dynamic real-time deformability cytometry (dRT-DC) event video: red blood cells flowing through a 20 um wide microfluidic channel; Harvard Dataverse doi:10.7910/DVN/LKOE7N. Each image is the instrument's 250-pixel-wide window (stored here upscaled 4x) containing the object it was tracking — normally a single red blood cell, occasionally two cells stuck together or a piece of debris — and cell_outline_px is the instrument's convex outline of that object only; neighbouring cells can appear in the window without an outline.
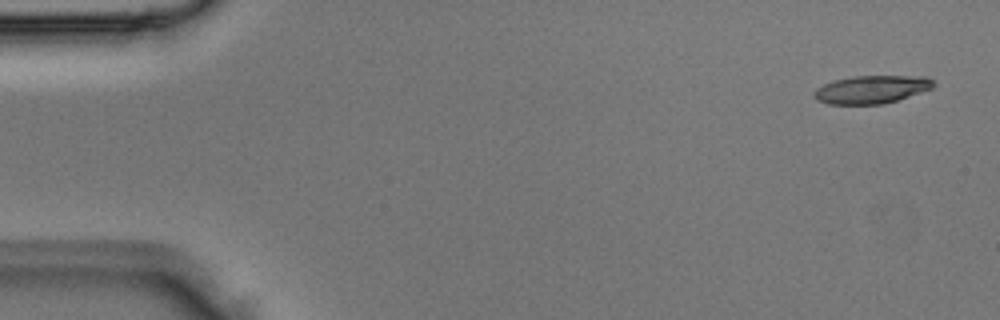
{"species": "Egyptian fruit bat (a non-hibernating species)", "species_latin": "Rousettus aegyptiacus", "temperature_condition": "room temperature", "stored_images_in_passage": 5, "camera_frame_rate_fps": 3000, "um_per_image_px": 0.085, "animal": {"sex": "male"}, "frame": {"image": 1, "passage_image": 1, "time_ms": 0.0, "image_size_px": [1000, 320], "cell_outline_px": [[936, 84], [932, 88], [884, 104], [828, 104], [816, 100], [812, 96], [812, 92], [816, 88], [832, 80], [852, 76], [928, 76]], "centroid_in_image_um": [74.03, 7.6], "position_along_channel_um": 11.0, "area_um2": 19.59}}
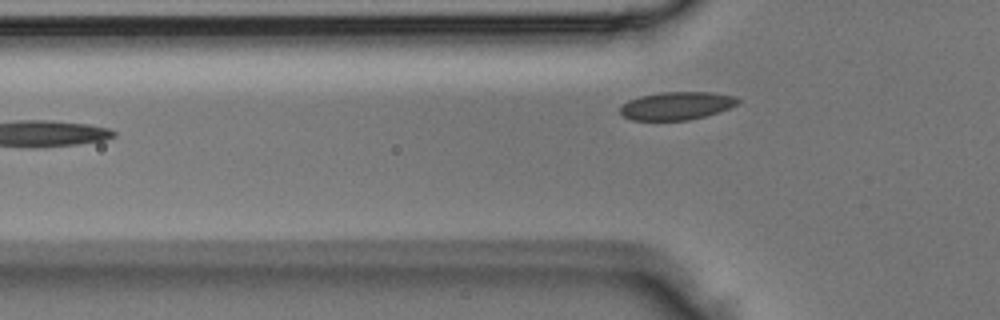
{"frame": {"image": 2, "passage_image": 5, "time_ms": 1.333, "image_size_px": [1000, 320], "cell_outline_px": [[740, 100], [736, 104], [728, 108], [704, 116], [688, 120], [632, 120], [624, 116], [620, 112], [620, 108], [628, 100], [640, 96], [660, 92], [712, 92], [736, 96]], "centroid_in_image_um": [57.5, 8.98], "position_along_channel_um": 68.3, "area_um2": 19.02}}